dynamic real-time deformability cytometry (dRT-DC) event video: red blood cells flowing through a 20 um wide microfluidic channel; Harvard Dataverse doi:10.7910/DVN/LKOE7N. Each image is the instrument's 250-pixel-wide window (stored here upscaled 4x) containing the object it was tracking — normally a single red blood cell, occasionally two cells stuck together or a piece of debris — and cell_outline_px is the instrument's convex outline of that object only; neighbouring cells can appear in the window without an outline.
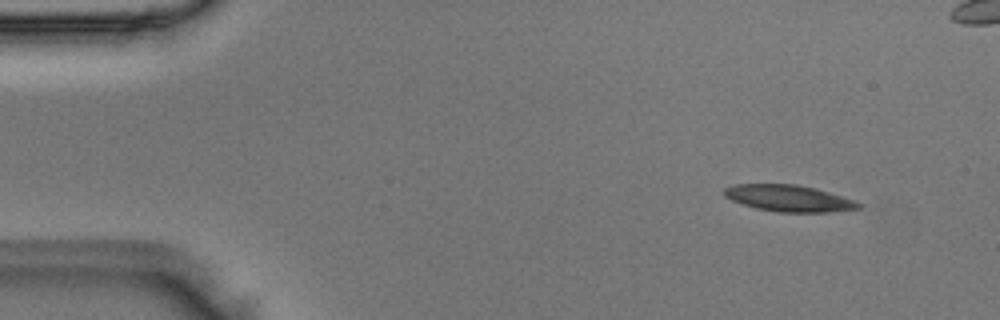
{"species": "Egyptian fruit bat (a non-hibernating species)", "species_latin": "Rousettus aegyptiacus", "temperature_condition": "room temperature", "stored_images_in_passage": 51, "camera_frame_rate_fps": 3000, "um_per_image_px": 0.085, "animal": {"sex": "male"}, "frame": {"image": 1, "passage_image": 5, "time_ms": 1.333, "image_size_px": [1000, 320], "cell_outline_px": [[860, 208], [828, 212], [776, 212], [756, 208], [732, 200], [724, 196], [720, 192], [724, 188], [736, 184], [796, 184], [816, 188], [856, 200], [860, 204]], "centroid_in_image_um": [67.03, 16.84], "position_along_channel_um": 18.0, "area_um2": 20.81}}
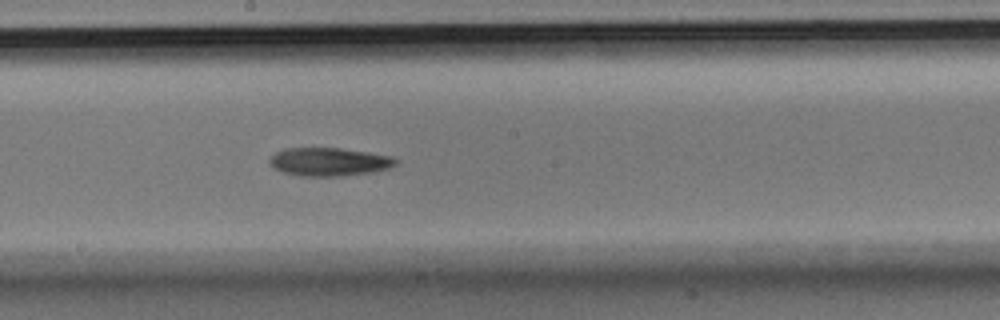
{"frame": {"image": 2, "passage_image": 27, "time_ms": 8.667, "image_size_px": [1000, 320], "cell_outline_px": [[400, 160], [396, 164], [388, 168], [372, 172], [344, 176], [300, 176], [284, 172], [272, 168], [268, 160], [276, 152], [284, 148], [340, 148], [368, 152], [392, 156]], "centroid_in_image_um": [27.98, 13.75], "position_along_channel_um": 220.2, "area_um2": 20.92}}
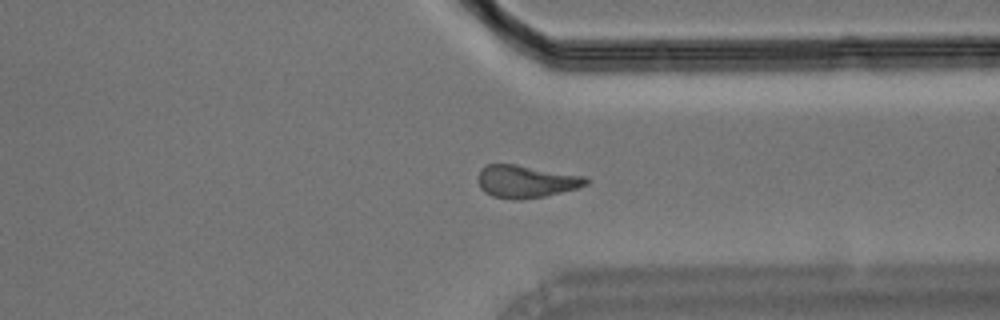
{"frame": {"image": 3, "passage_image": 38, "time_ms": 12.333, "image_size_px": [1000, 320], "cell_outline_px": [[588, 184], [576, 188], [544, 196], [520, 200], [516, 200], [492, 196], [484, 192], [480, 188], [480, 168], [484, 164], [516, 164], [588, 176]], "centroid_in_image_um": [44.73, 15.41], "position_along_channel_um": 366.7, "area_um2": 20.52}}